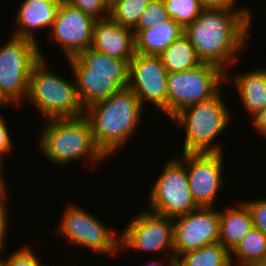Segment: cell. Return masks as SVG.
<instances>
[{"instance_id": "1", "label": "cell", "mask_w": 266, "mask_h": 266, "mask_svg": "<svg viewBox=\"0 0 266 266\" xmlns=\"http://www.w3.org/2000/svg\"><path fill=\"white\" fill-rule=\"evenodd\" d=\"M251 21L250 13L203 9L196 20L184 29V34L202 63L218 66L227 72L229 66L238 64L240 52L244 51L248 41Z\"/></svg>"}, {"instance_id": "2", "label": "cell", "mask_w": 266, "mask_h": 266, "mask_svg": "<svg viewBox=\"0 0 266 266\" xmlns=\"http://www.w3.org/2000/svg\"><path fill=\"white\" fill-rule=\"evenodd\" d=\"M143 112L139 99L127 87L85 108L84 116L90 123L96 145L111 157L135 136Z\"/></svg>"}, {"instance_id": "3", "label": "cell", "mask_w": 266, "mask_h": 266, "mask_svg": "<svg viewBox=\"0 0 266 266\" xmlns=\"http://www.w3.org/2000/svg\"><path fill=\"white\" fill-rule=\"evenodd\" d=\"M44 121L46 123L39 131L37 146L57 166H65L86 157L94 162L91 165L108 159L96 145L90 123L84 115Z\"/></svg>"}, {"instance_id": "4", "label": "cell", "mask_w": 266, "mask_h": 266, "mask_svg": "<svg viewBox=\"0 0 266 266\" xmlns=\"http://www.w3.org/2000/svg\"><path fill=\"white\" fill-rule=\"evenodd\" d=\"M227 107L221 90L215 97L186 107L170 119L184 127L182 153H224L215 139L230 125L232 116Z\"/></svg>"}, {"instance_id": "5", "label": "cell", "mask_w": 266, "mask_h": 266, "mask_svg": "<svg viewBox=\"0 0 266 266\" xmlns=\"http://www.w3.org/2000/svg\"><path fill=\"white\" fill-rule=\"evenodd\" d=\"M46 57L32 67L26 101L30 102L43 119L74 118L84 115L75 80H66L48 69ZM71 81V82H70Z\"/></svg>"}, {"instance_id": "6", "label": "cell", "mask_w": 266, "mask_h": 266, "mask_svg": "<svg viewBox=\"0 0 266 266\" xmlns=\"http://www.w3.org/2000/svg\"><path fill=\"white\" fill-rule=\"evenodd\" d=\"M34 41L10 36L0 48V95L16 107L27 98L33 65L44 58Z\"/></svg>"}, {"instance_id": "7", "label": "cell", "mask_w": 266, "mask_h": 266, "mask_svg": "<svg viewBox=\"0 0 266 266\" xmlns=\"http://www.w3.org/2000/svg\"><path fill=\"white\" fill-rule=\"evenodd\" d=\"M226 83V72L218 66L202 63L167 76V117L182 109L215 97Z\"/></svg>"}, {"instance_id": "8", "label": "cell", "mask_w": 266, "mask_h": 266, "mask_svg": "<svg viewBox=\"0 0 266 266\" xmlns=\"http://www.w3.org/2000/svg\"><path fill=\"white\" fill-rule=\"evenodd\" d=\"M83 208L72 202L66 205L58 222V235L67 239L69 245L83 247L94 251L93 253L113 257L120 254V234L117 235L113 227H107L97 216Z\"/></svg>"}, {"instance_id": "9", "label": "cell", "mask_w": 266, "mask_h": 266, "mask_svg": "<svg viewBox=\"0 0 266 266\" xmlns=\"http://www.w3.org/2000/svg\"><path fill=\"white\" fill-rule=\"evenodd\" d=\"M182 159L171 158L164 164L161 174L151 186L147 198L149 211L175 218L195 210L199 206L192 198L185 166V153Z\"/></svg>"}, {"instance_id": "10", "label": "cell", "mask_w": 266, "mask_h": 266, "mask_svg": "<svg viewBox=\"0 0 266 266\" xmlns=\"http://www.w3.org/2000/svg\"><path fill=\"white\" fill-rule=\"evenodd\" d=\"M120 234V251L160 253L174 257L173 218L149 210L140 211L131 218ZM127 248V249H126ZM170 253V254H169ZM165 254V255H164Z\"/></svg>"}, {"instance_id": "11", "label": "cell", "mask_w": 266, "mask_h": 266, "mask_svg": "<svg viewBox=\"0 0 266 266\" xmlns=\"http://www.w3.org/2000/svg\"><path fill=\"white\" fill-rule=\"evenodd\" d=\"M173 246L175 260L191 250L219 241V209L198 207L195 210L173 218Z\"/></svg>"}, {"instance_id": "12", "label": "cell", "mask_w": 266, "mask_h": 266, "mask_svg": "<svg viewBox=\"0 0 266 266\" xmlns=\"http://www.w3.org/2000/svg\"><path fill=\"white\" fill-rule=\"evenodd\" d=\"M167 76L160 56L136 53L129 61L128 88L145 109L151 102L167 116ZM145 106V107H144Z\"/></svg>"}, {"instance_id": "13", "label": "cell", "mask_w": 266, "mask_h": 266, "mask_svg": "<svg viewBox=\"0 0 266 266\" xmlns=\"http://www.w3.org/2000/svg\"><path fill=\"white\" fill-rule=\"evenodd\" d=\"M224 156L223 153H185L188 185L199 207H215L225 180Z\"/></svg>"}, {"instance_id": "14", "label": "cell", "mask_w": 266, "mask_h": 266, "mask_svg": "<svg viewBox=\"0 0 266 266\" xmlns=\"http://www.w3.org/2000/svg\"><path fill=\"white\" fill-rule=\"evenodd\" d=\"M96 19L62 0L50 29V39L71 58L90 48Z\"/></svg>"}, {"instance_id": "15", "label": "cell", "mask_w": 266, "mask_h": 266, "mask_svg": "<svg viewBox=\"0 0 266 266\" xmlns=\"http://www.w3.org/2000/svg\"><path fill=\"white\" fill-rule=\"evenodd\" d=\"M91 48L107 56L130 61L136 54L135 33L110 17L96 20Z\"/></svg>"}, {"instance_id": "16", "label": "cell", "mask_w": 266, "mask_h": 266, "mask_svg": "<svg viewBox=\"0 0 266 266\" xmlns=\"http://www.w3.org/2000/svg\"><path fill=\"white\" fill-rule=\"evenodd\" d=\"M62 0H23L14 21L18 26L11 36L28 39L39 44L35 31L51 29Z\"/></svg>"}, {"instance_id": "17", "label": "cell", "mask_w": 266, "mask_h": 266, "mask_svg": "<svg viewBox=\"0 0 266 266\" xmlns=\"http://www.w3.org/2000/svg\"><path fill=\"white\" fill-rule=\"evenodd\" d=\"M72 73L115 74V83L127 88L129 82V61L113 58L88 48L67 59Z\"/></svg>"}, {"instance_id": "18", "label": "cell", "mask_w": 266, "mask_h": 266, "mask_svg": "<svg viewBox=\"0 0 266 266\" xmlns=\"http://www.w3.org/2000/svg\"><path fill=\"white\" fill-rule=\"evenodd\" d=\"M233 81V82H232ZM232 83L237 88L240 102L243 103L248 116L251 119L266 107V69H254L248 72H239L228 75L226 83Z\"/></svg>"}, {"instance_id": "19", "label": "cell", "mask_w": 266, "mask_h": 266, "mask_svg": "<svg viewBox=\"0 0 266 266\" xmlns=\"http://www.w3.org/2000/svg\"><path fill=\"white\" fill-rule=\"evenodd\" d=\"M136 53L159 56L167 47L184 34V29L173 19L155 27L133 30Z\"/></svg>"}, {"instance_id": "20", "label": "cell", "mask_w": 266, "mask_h": 266, "mask_svg": "<svg viewBox=\"0 0 266 266\" xmlns=\"http://www.w3.org/2000/svg\"><path fill=\"white\" fill-rule=\"evenodd\" d=\"M225 210V211H224ZM219 210L220 237L219 242L231 251L254 228L252 217L247 206L240 201L234 207Z\"/></svg>"}, {"instance_id": "21", "label": "cell", "mask_w": 266, "mask_h": 266, "mask_svg": "<svg viewBox=\"0 0 266 266\" xmlns=\"http://www.w3.org/2000/svg\"><path fill=\"white\" fill-rule=\"evenodd\" d=\"M77 95L82 107L109 98L121 88L115 83V74L73 73Z\"/></svg>"}, {"instance_id": "22", "label": "cell", "mask_w": 266, "mask_h": 266, "mask_svg": "<svg viewBox=\"0 0 266 266\" xmlns=\"http://www.w3.org/2000/svg\"><path fill=\"white\" fill-rule=\"evenodd\" d=\"M159 56L168 73L182 72L202 64L196 49L185 34L173 41Z\"/></svg>"}, {"instance_id": "23", "label": "cell", "mask_w": 266, "mask_h": 266, "mask_svg": "<svg viewBox=\"0 0 266 266\" xmlns=\"http://www.w3.org/2000/svg\"><path fill=\"white\" fill-rule=\"evenodd\" d=\"M265 254L266 234L257 228H253L251 232L230 251V258L234 266H252L258 265L263 260Z\"/></svg>"}, {"instance_id": "24", "label": "cell", "mask_w": 266, "mask_h": 266, "mask_svg": "<svg viewBox=\"0 0 266 266\" xmlns=\"http://www.w3.org/2000/svg\"><path fill=\"white\" fill-rule=\"evenodd\" d=\"M175 266H233L230 251L219 241L182 253Z\"/></svg>"}, {"instance_id": "25", "label": "cell", "mask_w": 266, "mask_h": 266, "mask_svg": "<svg viewBox=\"0 0 266 266\" xmlns=\"http://www.w3.org/2000/svg\"><path fill=\"white\" fill-rule=\"evenodd\" d=\"M151 0H113L109 17L120 25L133 29Z\"/></svg>"}, {"instance_id": "26", "label": "cell", "mask_w": 266, "mask_h": 266, "mask_svg": "<svg viewBox=\"0 0 266 266\" xmlns=\"http://www.w3.org/2000/svg\"><path fill=\"white\" fill-rule=\"evenodd\" d=\"M166 11L183 29L194 22L204 9L199 0H163Z\"/></svg>"}, {"instance_id": "27", "label": "cell", "mask_w": 266, "mask_h": 266, "mask_svg": "<svg viewBox=\"0 0 266 266\" xmlns=\"http://www.w3.org/2000/svg\"><path fill=\"white\" fill-rule=\"evenodd\" d=\"M171 20L163 0H151L132 30H142Z\"/></svg>"}, {"instance_id": "28", "label": "cell", "mask_w": 266, "mask_h": 266, "mask_svg": "<svg viewBox=\"0 0 266 266\" xmlns=\"http://www.w3.org/2000/svg\"><path fill=\"white\" fill-rule=\"evenodd\" d=\"M36 255L29 245H24L12 251L8 258H1V266H45L46 264L40 261L42 259Z\"/></svg>"}, {"instance_id": "29", "label": "cell", "mask_w": 266, "mask_h": 266, "mask_svg": "<svg viewBox=\"0 0 266 266\" xmlns=\"http://www.w3.org/2000/svg\"><path fill=\"white\" fill-rule=\"evenodd\" d=\"M71 6L92 16L94 19H104L109 17L110 3L107 0H65Z\"/></svg>"}, {"instance_id": "30", "label": "cell", "mask_w": 266, "mask_h": 266, "mask_svg": "<svg viewBox=\"0 0 266 266\" xmlns=\"http://www.w3.org/2000/svg\"><path fill=\"white\" fill-rule=\"evenodd\" d=\"M249 209L254 228L266 234V198L242 201Z\"/></svg>"}, {"instance_id": "31", "label": "cell", "mask_w": 266, "mask_h": 266, "mask_svg": "<svg viewBox=\"0 0 266 266\" xmlns=\"http://www.w3.org/2000/svg\"><path fill=\"white\" fill-rule=\"evenodd\" d=\"M204 9H227L236 13H250L247 7H238L236 9L237 0H199Z\"/></svg>"}, {"instance_id": "32", "label": "cell", "mask_w": 266, "mask_h": 266, "mask_svg": "<svg viewBox=\"0 0 266 266\" xmlns=\"http://www.w3.org/2000/svg\"><path fill=\"white\" fill-rule=\"evenodd\" d=\"M5 118L0 116V162H3L5 159V155H8L9 152H13V144L11 133H9V127H7V123H5Z\"/></svg>"}, {"instance_id": "33", "label": "cell", "mask_w": 266, "mask_h": 266, "mask_svg": "<svg viewBox=\"0 0 266 266\" xmlns=\"http://www.w3.org/2000/svg\"><path fill=\"white\" fill-rule=\"evenodd\" d=\"M7 196L8 195L0 199V247L2 249H5V244H6L5 242H6L8 229H9V223H10L9 221L10 218H8L10 217L9 211H8L9 208L7 207L8 202H6L9 198H7Z\"/></svg>"}, {"instance_id": "34", "label": "cell", "mask_w": 266, "mask_h": 266, "mask_svg": "<svg viewBox=\"0 0 266 266\" xmlns=\"http://www.w3.org/2000/svg\"><path fill=\"white\" fill-rule=\"evenodd\" d=\"M254 129L266 138V107L252 118Z\"/></svg>"}, {"instance_id": "35", "label": "cell", "mask_w": 266, "mask_h": 266, "mask_svg": "<svg viewBox=\"0 0 266 266\" xmlns=\"http://www.w3.org/2000/svg\"><path fill=\"white\" fill-rule=\"evenodd\" d=\"M3 164L4 162H0V199L1 198H4L9 192H7V184L5 183V177L3 176V170L4 168L2 169L3 167Z\"/></svg>"}, {"instance_id": "36", "label": "cell", "mask_w": 266, "mask_h": 266, "mask_svg": "<svg viewBox=\"0 0 266 266\" xmlns=\"http://www.w3.org/2000/svg\"><path fill=\"white\" fill-rule=\"evenodd\" d=\"M162 258L164 259V261ZM162 258H160L159 260L154 259L155 261H151L149 262V264L147 263L145 266H166L165 264L166 262L167 266H175V258H168L167 259L168 261L165 260L166 259L165 256Z\"/></svg>"}, {"instance_id": "37", "label": "cell", "mask_w": 266, "mask_h": 266, "mask_svg": "<svg viewBox=\"0 0 266 266\" xmlns=\"http://www.w3.org/2000/svg\"><path fill=\"white\" fill-rule=\"evenodd\" d=\"M7 105H9L0 95V109H2V106L5 108Z\"/></svg>"}, {"instance_id": "38", "label": "cell", "mask_w": 266, "mask_h": 266, "mask_svg": "<svg viewBox=\"0 0 266 266\" xmlns=\"http://www.w3.org/2000/svg\"><path fill=\"white\" fill-rule=\"evenodd\" d=\"M258 266H266V254L264 255L263 260L258 264Z\"/></svg>"}, {"instance_id": "39", "label": "cell", "mask_w": 266, "mask_h": 266, "mask_svg": "<svg viewBox=\"0 0 266 266\" xmlns=\"http://www.w3.org/2000/svg\"><path fill=\"white\" fill-rule=\"evenodd\" d=\"M2 252H3V249L0 247V261H1V257H2L1 254H3Z\"/></svg>"}]
</instances>
